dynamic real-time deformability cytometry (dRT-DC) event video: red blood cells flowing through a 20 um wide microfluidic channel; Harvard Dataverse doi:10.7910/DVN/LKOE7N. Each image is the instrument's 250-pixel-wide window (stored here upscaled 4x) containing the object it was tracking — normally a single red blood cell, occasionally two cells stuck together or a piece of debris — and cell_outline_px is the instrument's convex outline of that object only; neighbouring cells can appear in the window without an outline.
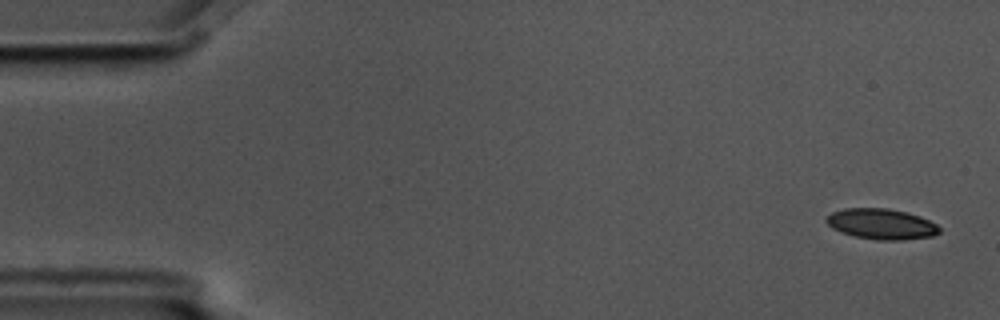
{"species": "common noctule bat (a hibernating species)", "species_latin": "Nyctalus noctula", "temperature_condition": "cold", "stored_images_in_passage": 5, "camera_frame_rate_fps": 3000, "um_per_image_px": 0.085, "animal": {"sex": "male", "body_mass_g": 17.5, "forearm_length_mm": 52.3}, "frame": {"image": 1, "passage_image": 1, "time_ms": 0.0, "image_size_px": [1000, 320], "cell_outline_px": [[940, 232], [932, 236], [904, 240], [876, 240], [856, 236], [840, 232], [832, 228], [824, 220], [832, 212], [844, 208], [888, 208], [908, 212], [920, 216], [936, 224], [940, 228]], "centroid_in_image_um": [74.92, 19.04], "position_along_channel_um": 10.1, "area_um2": 20.23}}